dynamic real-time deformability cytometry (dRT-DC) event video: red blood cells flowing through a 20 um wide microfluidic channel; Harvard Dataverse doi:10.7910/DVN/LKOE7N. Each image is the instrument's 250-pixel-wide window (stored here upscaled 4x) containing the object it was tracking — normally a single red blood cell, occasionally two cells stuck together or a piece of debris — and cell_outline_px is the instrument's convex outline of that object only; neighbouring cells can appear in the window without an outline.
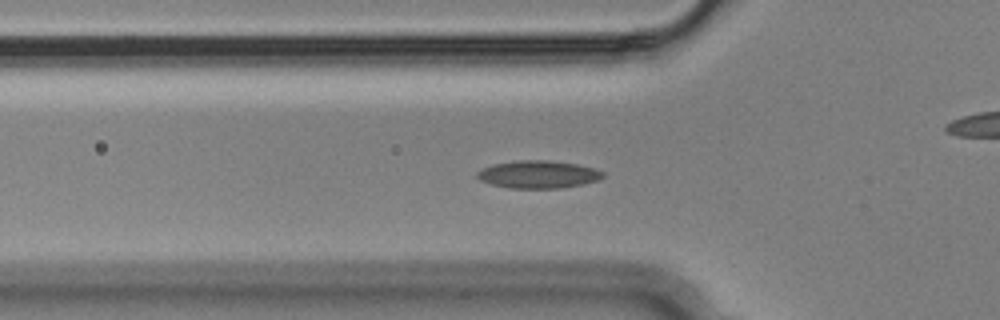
{"species": "Egyptian fruit bat (a non-hibernating species)", "species_latin": "Rousettus aegyptiacus", "temperature_condition": "cold", "stored_images_in_passage": 55, "camera_frame_rate_fps": 3000, "um_per_image_px": 0.085, "animal": {"sex": "male"}, "frame": {"image": 1, "passage_image": 17, "time_ms": 5.333, "image_size_px": [1000, 320], "cell_outline_px": [[604, 176], [600, 180], [560, 188], [508, 188], [492, 184], [480, 180], [476, 176], [476, 172], [492, 164], [512, 160], [548, 160], [576, 164], [596, 168], [604, 172]], "centroid_in_image_um": [45.74, 14.81], "position_along_channel_um": 80.1, "area_um2": 20.35}}
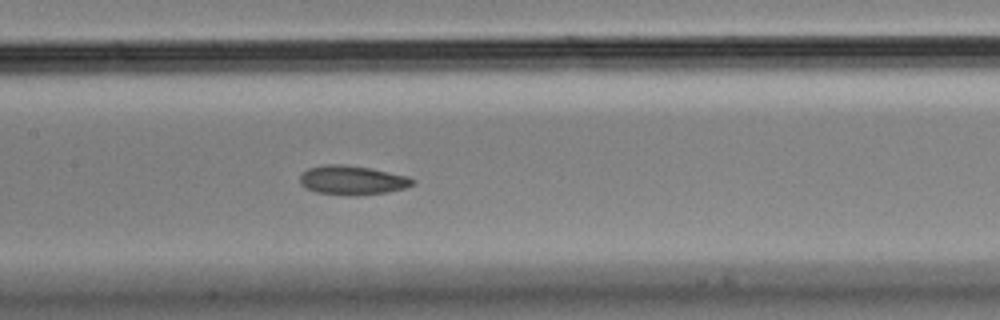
{"frame": {"image": 2, "passage_image": 25, "time_ms": 8.0, "image_size_px": [1000, 320], "cell_outline_px": [[416, 184], [404, 188], [388, 192], [360, 196], [348, 196], [316, 192], [304, 188], [300, 184], [300, 176], [308, 168], [324, 164], [340, 164], [368, 168], [408, 176], [416, 180]], "centroid_in_image_um": [29.95, 15.33], "position_along_channel_um": 177.5, "area_um2": 19.36}}
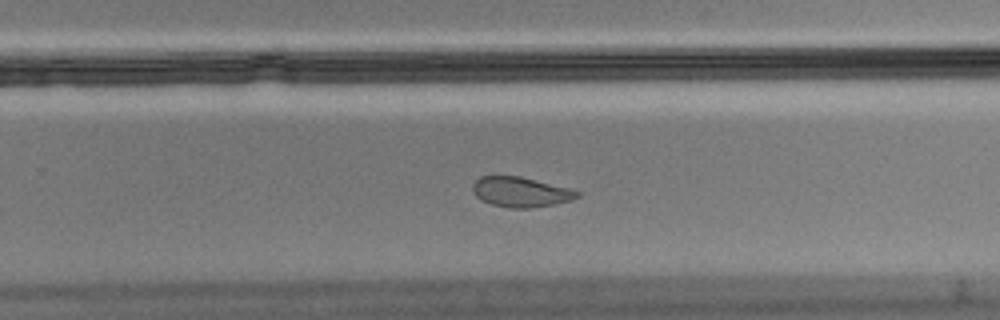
{"frame": {"image": 3, "passage_image": 34, "time_ms": 11.0, "image_size_px": [1000, 320], "cell_outline_px": [[580, 196], [572, 200], [556, 204], [532, 208], [508, 208], [492, 204], [480, 200], [472, 192], [472, 184], [480, 176], [520, 176], [572, 188], [580, 192]], "centroid_in_image_um": [44.28, 16.32], "position_along_channel_um": 285.5, "area_um2": 18.61}, "authors_computed_cell_mechanics": {"area_um2": 19.1896, "velocity_mm_per_s": 3.6182, "shape_relaxation_time_tau1_ms": null, "shape_relaxation_time_tau2_ms": 1.9852, "deformation_change_tau1": null, "deformation_change_tau2": 0.0725}}